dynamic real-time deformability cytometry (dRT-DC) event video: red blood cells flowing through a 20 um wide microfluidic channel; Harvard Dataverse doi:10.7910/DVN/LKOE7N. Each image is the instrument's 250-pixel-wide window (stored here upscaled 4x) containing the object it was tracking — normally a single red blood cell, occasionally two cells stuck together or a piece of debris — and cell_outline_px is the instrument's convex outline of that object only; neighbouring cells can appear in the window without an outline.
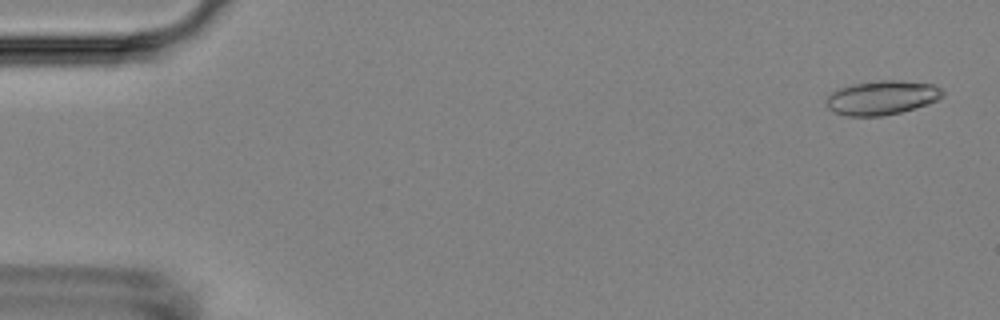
{"species": "Egyptian fruit bat (a non-hibernating species)", "species_latin": "Rousettus aegyptiacus", "temperature_condition": "room temperature", "stored_images_in_passage": 3, "camera_frame_rate_fps": 3000, "um_per_image_px": 0.085, "animal": {"sex": "female"}, "frame": {"image": 1, "passage_image": 1, "time_ms": 0.0, "image_size_px": [1000, 320], "cell_outline_px": [[944, 96], [928, 104], [900, 112], [880, 116], [844, 116], [832, 112], [828, 108], [824, 100], [828, 92], [836, 88], [852, 84], [876, 80], [904, 80], [932, 84], [940, 88], [944, 92]], "centroid_in_image_um": [74.88, 8.29], "position_along_channel_um": 10.1, "area_um2": 23.64}}